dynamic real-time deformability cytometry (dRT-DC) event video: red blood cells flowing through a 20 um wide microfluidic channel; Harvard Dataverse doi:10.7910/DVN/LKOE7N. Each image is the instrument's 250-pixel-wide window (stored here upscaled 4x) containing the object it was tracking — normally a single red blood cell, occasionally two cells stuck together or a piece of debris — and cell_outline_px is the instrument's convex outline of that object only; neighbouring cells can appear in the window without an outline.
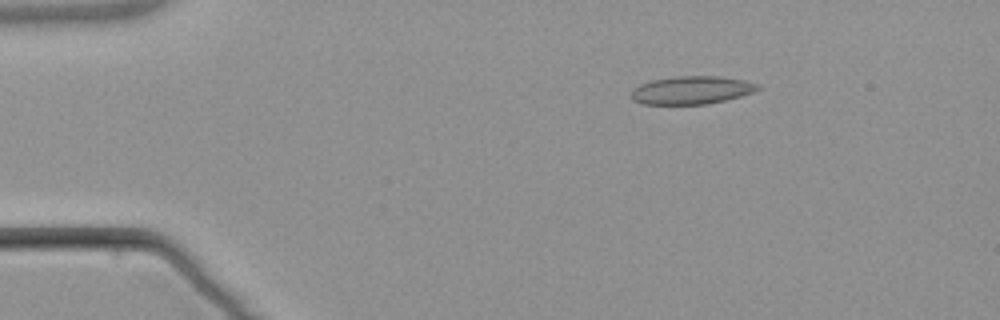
{"species": "common noctule bat (a hibernating species)", "species_latin": "Nyctalus noctula", "temperature_condition": "warm", "stored_images_in_passage": 2, "camera_frame_rate_fps": 3000, "um_per_image_px": 0.085, "animal": {"sex": "male", "body_mass_g": 21.5, "forearm_length_mm": 52.0}, "frame": {"image": 1, "passage_image": 1, "time_ms": 0.0, "image_size_px": [1000, 320], "cell_outline_px": [[764, 88], [740, 96], [724, 100], [704, 104], [644, 104], [632, 100], [628, 96], [640, 84], [652, 80], [676, 76], [720, 76], [744, 80], [760, 84]], "centroid_in_image_um": [58.8, 7.65], "position_along_channel_um": 26.2, "area_um2": 20.69}}